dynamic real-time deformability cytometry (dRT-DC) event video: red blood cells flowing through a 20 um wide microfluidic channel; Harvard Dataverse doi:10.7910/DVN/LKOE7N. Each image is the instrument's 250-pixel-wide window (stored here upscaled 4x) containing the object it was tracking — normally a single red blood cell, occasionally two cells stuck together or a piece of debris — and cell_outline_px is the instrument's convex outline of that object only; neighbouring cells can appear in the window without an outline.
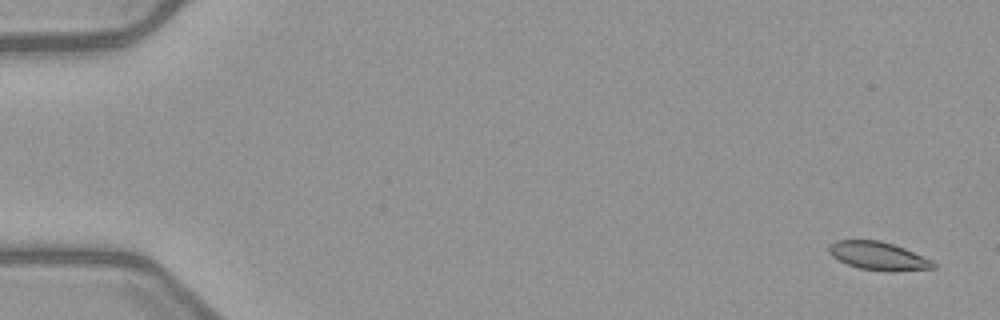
{"species": "common noctule bat (a hibernating species)", "species_latin": "Nyctalus noctula", "temperature_condition": "warm", "stored_images_in_passage": 4, "camera_frame_rate_fps": 3000, "um_per_image_px": 0.085, "animal": {"sex": "female", "body_mass_g": 21.9}, "frame": {"image": 1, "passage_image": 1, "time_ms": 0.0, "image_size_px": [1000, 320], "cell_outline_px": [[936, 268], [892, 272], [860, 268], [848, 264], [832, 256], [828, 252], [828, 248], [836, 240], [880, 240], [904, 248], [932, 260], [936, 264]], "centroid_in_image_um": [74.69, 21.76], "position_along_channel_um": 10.3, "area_um2": 17.05}}
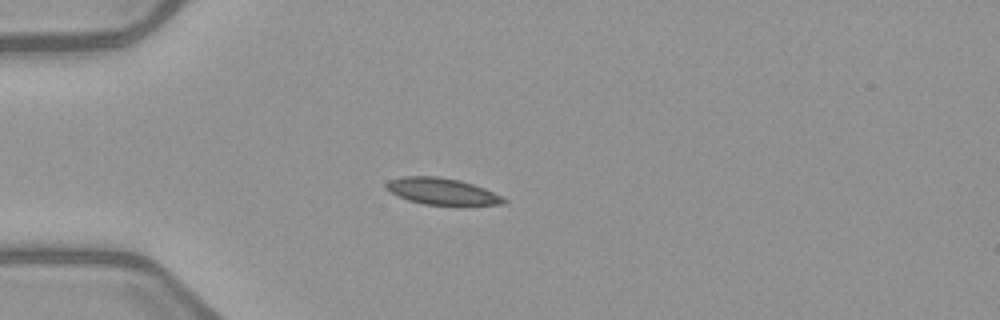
{"frame": {"image": 2, "passage_image": 4, "time_ms": 4.333, "image_size_px": [1000, 320], "cell_outline_px": [[508, 204], [460, 208], [424, 204], [408, 200], [384, 188], [384, 184], [388, 180], [404, 176], [436, 176], [460, 180], [484, 188], [508, 200]], "centroid_in_image_um": [37.65, 16.32], "position_along_channel_um": 47.3, "area_um2": 19.07}}